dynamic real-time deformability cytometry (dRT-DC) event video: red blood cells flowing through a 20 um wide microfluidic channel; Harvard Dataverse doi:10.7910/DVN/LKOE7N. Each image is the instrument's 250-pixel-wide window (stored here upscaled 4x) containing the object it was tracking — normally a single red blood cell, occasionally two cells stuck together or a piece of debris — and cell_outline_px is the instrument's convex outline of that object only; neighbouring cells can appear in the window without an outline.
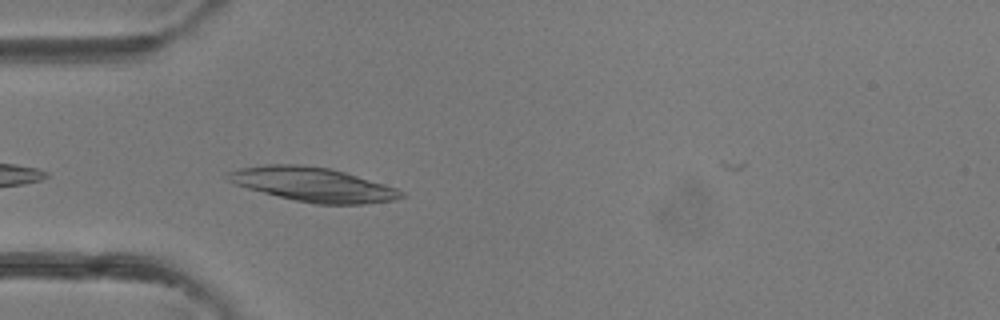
{"species": "common noctule bat (a hibernating species)", "species_latin": "Nyctalus noctula", "temperature_condition": "room temperature", "stored_images_in_passage": 14, "camera_frame_rate_fps": 3000, "um_per_image_px": 0.085, "animal": {"sex": "female"}, "frame": {"image": 1, "passage_image": 13, "time_ms": 4.0, "image_size_px": [1000, 320], "cell_outline_px": [[404, 196], [396, 200], [364, 204], [316, 204], [296, 200], [248, 188], [224, 180], [224, 176], [228, 172], [240, 168], [264, 164], [300, 164], [328, 168], [344, 172], [384, 184], [396, 188], [404, 192]], "centroid_in_image_um": [26.59, 15.67], "position_along_channel_um": 58.4, "area_um2": 34.28}}